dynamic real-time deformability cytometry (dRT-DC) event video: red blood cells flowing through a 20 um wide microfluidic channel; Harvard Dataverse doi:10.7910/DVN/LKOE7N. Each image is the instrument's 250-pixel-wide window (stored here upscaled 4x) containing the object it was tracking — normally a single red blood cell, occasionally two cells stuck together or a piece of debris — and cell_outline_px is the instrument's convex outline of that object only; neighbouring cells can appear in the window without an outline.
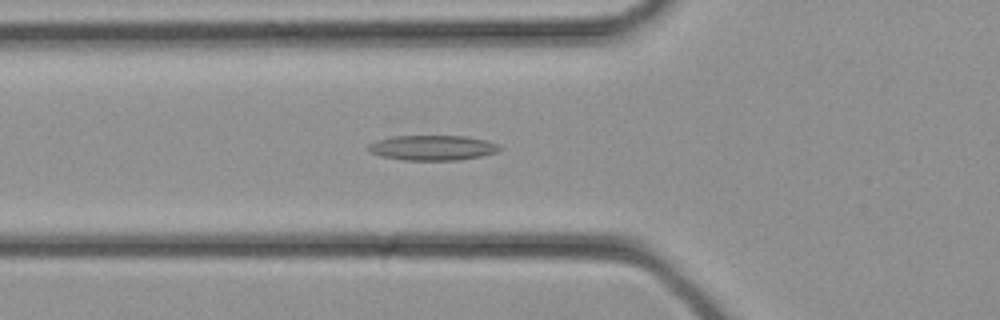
{"species": "common noctule bat (a hibernating species)", "species_latin": "Nyctalus noctula", "temperature_condition": "cold", "stored_images_in_passage": 34, "camera_frame_rate_fps": 3000, "um_per_image_px": 0.085, "animal": {"sex": "female", "body_mass_g": 21.9}, "frame": {"image": 1, "passage_image": 12, "time_ms": 3.667, "image_size_px": [1000, 320], "cell_outline_px": [[504, 148], [496, 152], [480, 156], [456, 160], [404, 160], [380, 156], [372, 152], [368, 148], [368, 144], [376, 140], [392, 136], [468, 136], [488, 140], [500, 144]], "centroid_in_image_um": [36.81, 12.55], "position_along_channel_um": 89.0, "area_um2": 19.31}}
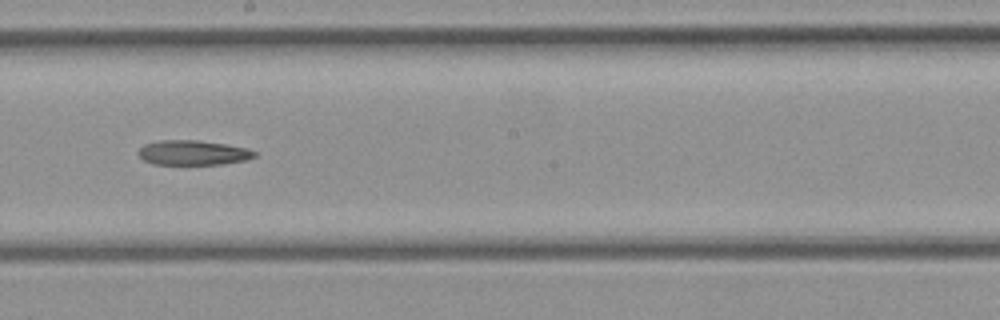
{"frame": {"image": 2, "passage_image": 19, "time_ms": 6.0, "image_size_px": [1000, 320], "cell_outline_px": [[256, 156], [248, 160], [224, 164], [152, 164], [144, 160], [136, 152], [144, 144], [160, 140], [196, 140], [224, 144], [248, 148], [256, 152]], "centroid_in_image_um": [16.41, 12.98], "position_along_channel_um": 231.8, "area_um2": 16.82}}
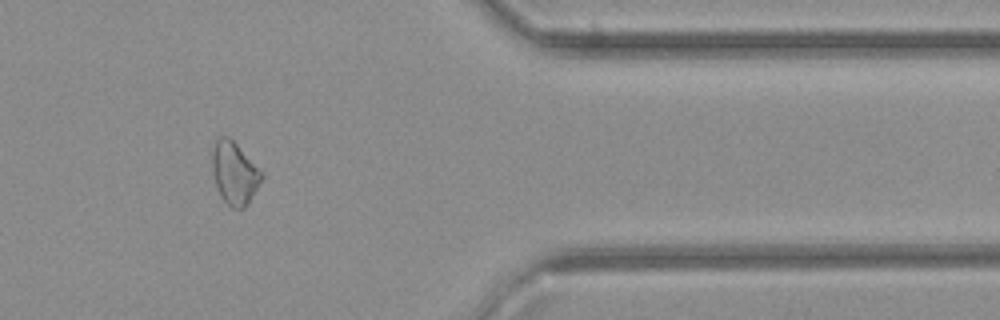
{"frame": {"image": 3, "passage_image": 28, "time_ms": 9.0, "image_size_px": [1000, 320], "cell_outline_px": [[264, 176], [248, 204], [244, 208], [232, 208], [220, 196], [216, 188], [212, 172], [212, 148], [216, 140], [220, 136], [228, 136], [264, 172]], "centroid_in_image_um": [19.93, 14.71], "position_along_channel_um": 391.5, "area_um2": 18.15}}